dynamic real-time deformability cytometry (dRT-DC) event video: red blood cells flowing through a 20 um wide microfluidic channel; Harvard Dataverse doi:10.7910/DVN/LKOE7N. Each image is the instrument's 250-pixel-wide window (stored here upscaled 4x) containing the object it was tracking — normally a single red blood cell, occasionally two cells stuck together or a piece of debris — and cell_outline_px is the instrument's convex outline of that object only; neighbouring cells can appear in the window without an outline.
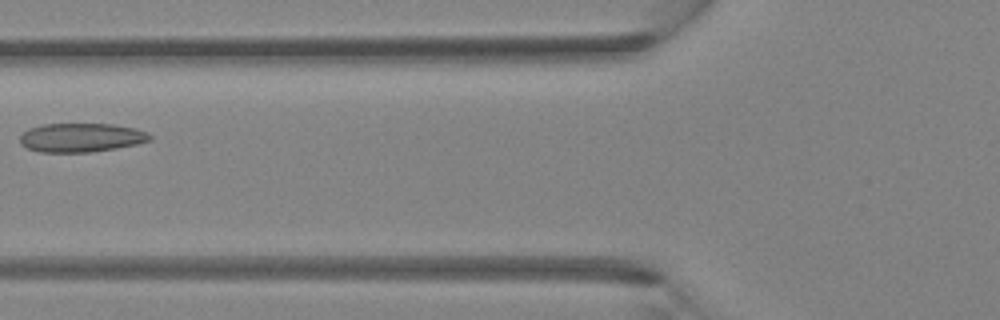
{"species": "Egyptian fruit bat (a non-hibernating species)", "species_latin": "Rousettus aegyptiacus", "temperature_condition": "room temperature", "stored_images_in_passage": 4, "camera_frame_rate_fps": 3000, "um_per_image_px": 0.085, "animal": {"sex": "female"}, "frame": {"image": 1, "passage_image": 4, "time_ms": 1.0, "image_size_px": [1000, 320], "cell_outline_px": [[152, 140], [136, 144], [116, 148], [92, 152], [40, 152], [28, 148], [20, 144], [20, 136], [28, 128], [44, 124], [112, 124], [136, 128], [148, 132], [152, 136]], "centroid_in_image_um": [6.92, 11.69], "position_along_channel_um": 118.9, "area_um2": 21.96}}